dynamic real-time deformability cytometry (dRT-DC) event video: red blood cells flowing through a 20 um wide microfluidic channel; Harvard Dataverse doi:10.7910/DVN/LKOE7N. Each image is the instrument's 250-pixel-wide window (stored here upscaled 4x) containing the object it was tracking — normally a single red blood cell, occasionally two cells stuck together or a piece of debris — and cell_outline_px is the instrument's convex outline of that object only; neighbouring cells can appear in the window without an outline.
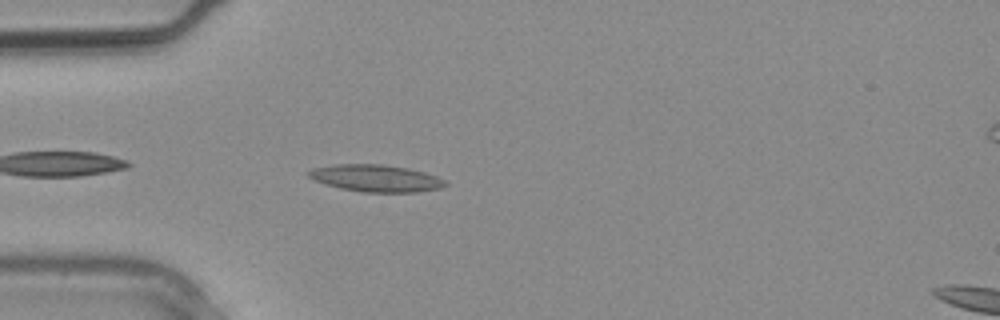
{"species": "common noctule bat (a hibernating species)", "species_latin": "Nyctalus noctula", "temperature_condition": "warm", "stored_images_in_passage": 3, "camera_frame_rate_fps": 3000, "um_per_image_px": 0.085, "animal": {"sex": "male", "body_mass_g": 20.4}, "frame": {"image": 1, "passage_image": 2, "time_ms": 0.333, "image_size_px": [1000, 320], "cell_outline_px": [[448, 184], [440, 188], [416, 192], [360, 192], [340, 188], [324, 184], [312, 180], [304, 172], [312, 168], [336, 164], [384, 164], [408, 168], [424, 172], [436, 176], [444, 180]], "centroid_in_image_um": [31.89, 15.14], "position_along_channel_um": 53.1, "area_um2": 21.73}}